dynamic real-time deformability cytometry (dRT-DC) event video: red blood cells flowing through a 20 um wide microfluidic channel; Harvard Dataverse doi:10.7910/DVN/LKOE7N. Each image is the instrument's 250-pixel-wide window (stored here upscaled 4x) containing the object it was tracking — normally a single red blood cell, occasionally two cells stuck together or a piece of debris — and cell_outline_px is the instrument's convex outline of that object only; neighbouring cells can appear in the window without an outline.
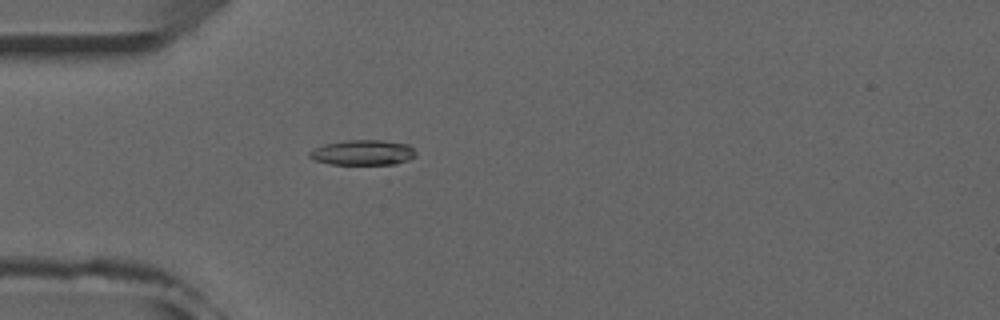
{"species": "common noctule bat (a hibernating species)", "species_latin": "Nyctalus noctula", "temperature_condition": "room temperature", "stored_images_in_passage": 41, "camera_frame_rate_fps": 3000, "um_per_image_px": 0.085, "animal": {"sex": "male", "forearm_length_mm": 52.5}, "frame": {"image": 1, "passage_image": 4, "time_ms": 1.0, "image_size_px": [1000, 320], "cell_outline_px": [[416, 156], [408, 160], [396, 164], [332, 164], [316, 160], [308, 156], [308, 152], [324, 144], [348, 140], [384, 140], [408, 144], [416, 152]], "centroid_in_image_um": [30.88, 12.96], "position_along_channel_um": 54.1, "area_um2": 15.55}}
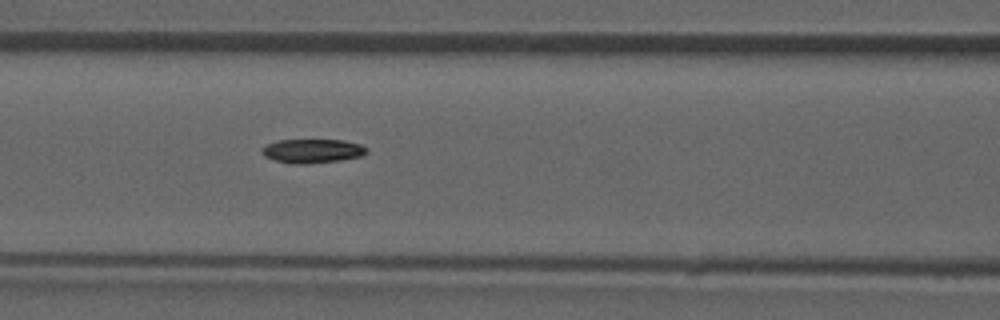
{"frame": {"image": 2, "passage_image": 11, "time_ms": 3.333, "image_size_px": [1000, 320], "cell_outline_px": [[368, 152], [360, 156], [340, 160], [304, 164], [288, 164], [264, 156], [260, 152], [260, 148], [264, 144], [276, 140], [344, 140], [360, 144], [368, 148]], "centroid_in_image_um": [26.49, 12.82], "position_along_channel_um": 140.1, "area_um2": 14.85}}
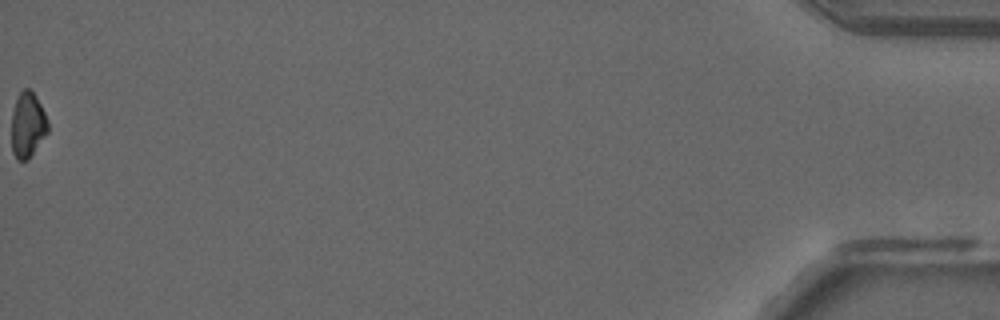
{"frame": {"image": 3, "passage_image": 41, "time_ms": 13.333, "image_size_px": [1000, 320], "cell_outline_px": [[48, 132], [28, 160], [16, 160], [12, 152], [12, 112], [16, 100], [20, 92], [24, 88], [28, 88], [36, 96], [48, 120]], "centroid_in_image_um": [2.35, 10.64], "position_along_channel_um": 432.9, "area_um2": 13.81}, "authors_computed_cell_mechanics": {"area_um2": 14.9124, "velocity_mm_per_s": 3.9752, "shape_relaxation_time_tau1_ms": 8.6361, "shape_relaxation_time_tau2_ms": 9.6311, "deformation_change_tau1": 0.2091, "deformation_change_tau2": 0.1232}}